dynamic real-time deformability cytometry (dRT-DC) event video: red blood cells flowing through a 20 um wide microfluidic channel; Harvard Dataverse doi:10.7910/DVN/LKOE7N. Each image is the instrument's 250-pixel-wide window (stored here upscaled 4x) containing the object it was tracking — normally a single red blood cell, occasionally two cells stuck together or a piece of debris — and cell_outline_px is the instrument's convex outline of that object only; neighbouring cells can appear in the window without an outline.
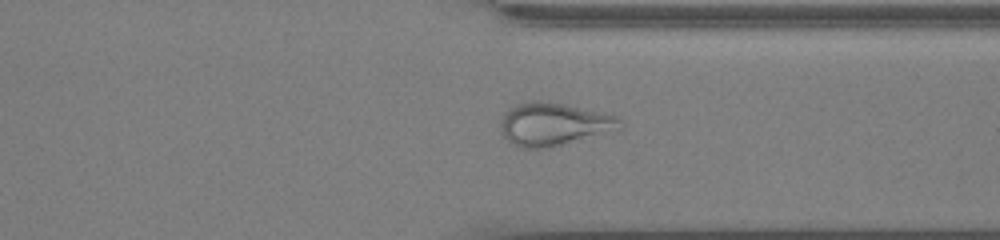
{"species": "common noctule bat (a hibernating species)", "species_latin": "Nyctalus noctula", "temperature_condition": "cold", "stored_images_in_passage": 52, "camera_frame_rate_fps": 3000, "um_per_image_px": 0.085, "animal": {"sex": "male", "body_mass_g": 13.0, "forearm_length_mm": 53.1}, "frame": {"image": 1, "passage_image": 39, "time_ms": 12.667, "image_size_px": [1000, 240], "cell_outline_px": [[624, 124], [620, 132], [552, 148], [524, 148], [508, 144], [500, 132], [500, 120], [504, 112], [508, 108], [516, 104], [532, 100], [536, 100], [564, 104], [600, 112], [616, 116]], "centroid_in_image_um": [47.1, 10.6], "position_along_channel_um": 364.3, "area_um2": 31.1}}
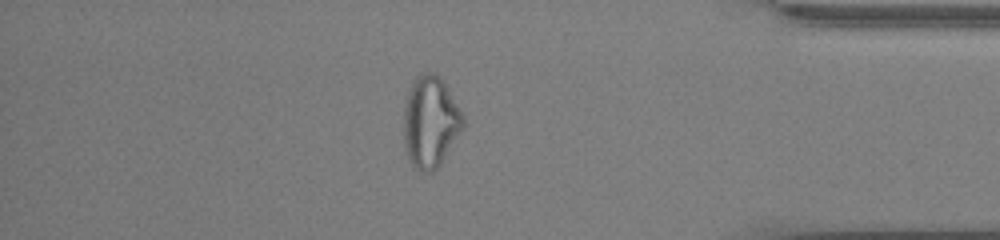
{"frame": {"image": 2, "passage_image": 44, "time_ms": 14.333, "image_size_px": [1000, 240], "cell_outline_px": [[464, 128], [440, 164], [432, 172], [424, 172], [416, 168], [412, 164], [404, 148], [404, 104], [412, 80], [416, 76], [424, 72], [432, 72], [440, 76], [464, 116]], "centroid_in_image_um": [36.58, 10.34], "position_along_channel_um": 398.6, "area_um2": 31.67}}
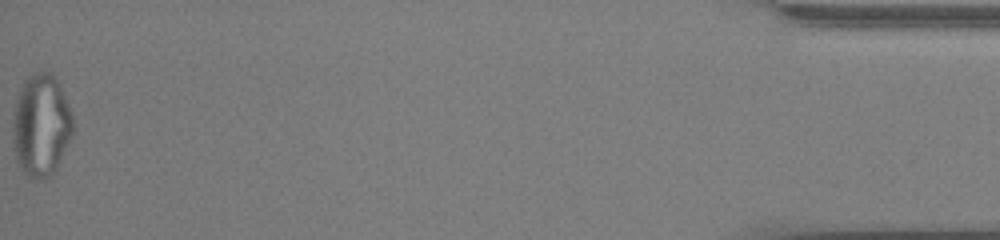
{"frame": {"image": 3, "passage_image": 52, "time_ms": 17.0, "image_size_px": [1000, 240], "cell_outline_px": [[72, 136], [60, 160], [52, 172], [48, 176], [40, 180], [32, 180], [20, 168], [16, 160], [12, 140], [12, 116], [16, 100], [20, 88], [24, 80], [32, 72], [44, 68], [52, 72], [60, 84], [72, 112]], "centroid_in_image_um": [3.47, 10.59], "position_along_channel_um": 431.7, "area_um2": 36.53}}